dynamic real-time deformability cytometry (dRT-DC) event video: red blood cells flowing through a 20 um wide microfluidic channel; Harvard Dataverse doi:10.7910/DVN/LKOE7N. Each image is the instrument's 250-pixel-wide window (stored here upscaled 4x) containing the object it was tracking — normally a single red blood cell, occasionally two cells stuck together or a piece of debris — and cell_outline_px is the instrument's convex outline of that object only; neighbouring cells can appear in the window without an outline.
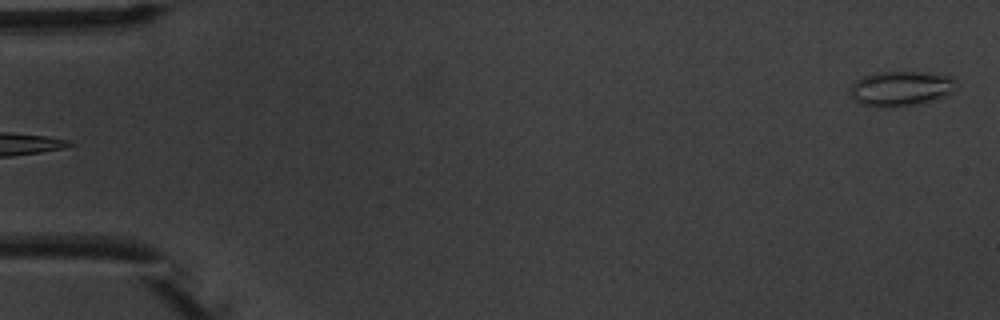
{"species": "common noctule bat (a hibernating species)", "species_latin": "Nyctalus noctula", "temperature_condition": "warm", "stored_images_in_passage": 5, "camera_frame_rate_fps": 3000, "um_per_image_px": 0.085, "animal": {"sex": "male", "body_mass_g": 20.1, "forearm_length_mm": 53.5}, "frame": {"image": 1, "passage_image": 5, "time_ms": 4.667, "image_size_px": [1000, 320], "cell_outline_px": [[956, 84], [952, 92], [948, 96], [936, 100], [916, 104], [892, 108], [876, 108], [860, 104], [852, 100], [848, 92], [852, 84], [856, 80], [864, 76], [876, 72], [924, 72], [948, 76], [956, 80]], "centroid_in_image_um": [76.52, 7.56], "position_along_channel_um": 8.5, "area_um2": 22.14}}